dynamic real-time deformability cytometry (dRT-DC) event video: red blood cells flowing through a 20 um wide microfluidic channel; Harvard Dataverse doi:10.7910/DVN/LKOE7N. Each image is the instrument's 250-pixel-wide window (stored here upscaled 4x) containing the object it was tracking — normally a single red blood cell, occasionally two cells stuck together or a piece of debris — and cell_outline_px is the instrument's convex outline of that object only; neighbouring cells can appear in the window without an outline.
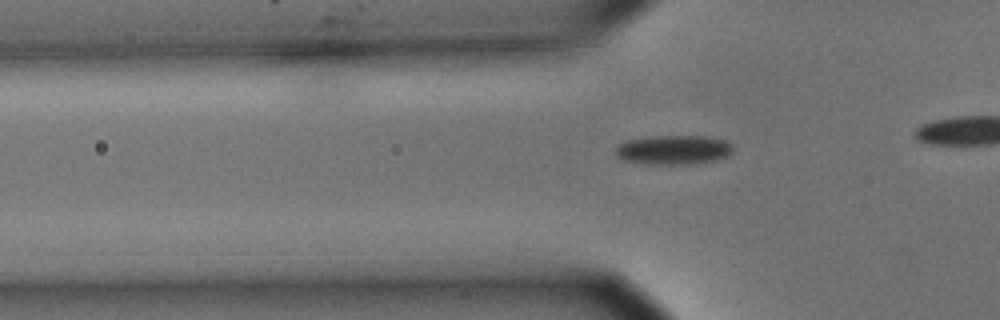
{"species": "common noctule bat (a hibernating species)", "species_latin": "Nyctalus noctula", "temperature_condition": "cold", "stored_images_in_passage": 34, "camera_frame_rate_fps": 3000, "um_per_image_px": 0.085, "animal": {"sex": "male", "body_mass_g": 15.6}, "frame": {"image": 1, "passage_image": 7, "time_ms": 2.0, "image_size_px": [1000, 320], "cell_outline_px": [[732, 152], [728, 156], [712, 160], [692, 164], [644, 164], [624, 160], [616, 156], [616, 144], [624, 140], [656, 136], [704, 136], [724, 140], [732, 144]], "centroid_in_image_um": [57.2, 12.73], "position_along_channel_um": 68.6, "area_um2": 20.11}}
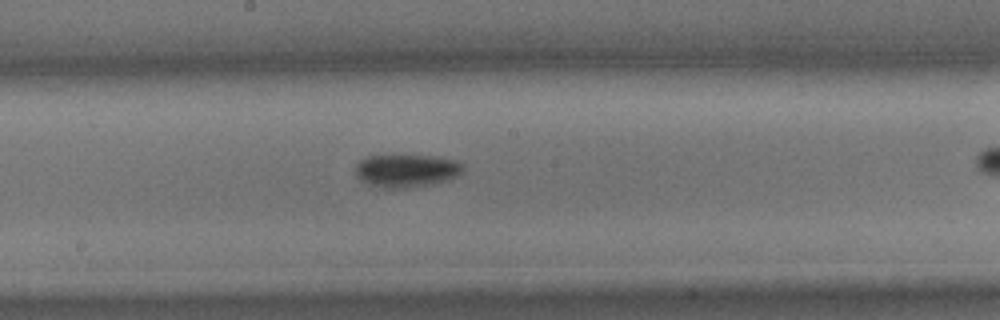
{"frame": {"image": 2, "passage_image": 19, "time_ms": 6.0, "image_size_px": [1000, 320], "cell_outline_px": [[464, 168], [456, 176], [448, 180], [408, 188], [380, 188], [368, 184], [360, 180], [356, 176], [356, 164], [364, 156], [440, 156], [456, 160], [464, 164]], "centroid_in_image_um": [34.53, 14.5], "position_along_channel_um": 213.7, "area_um2": 20.69}}
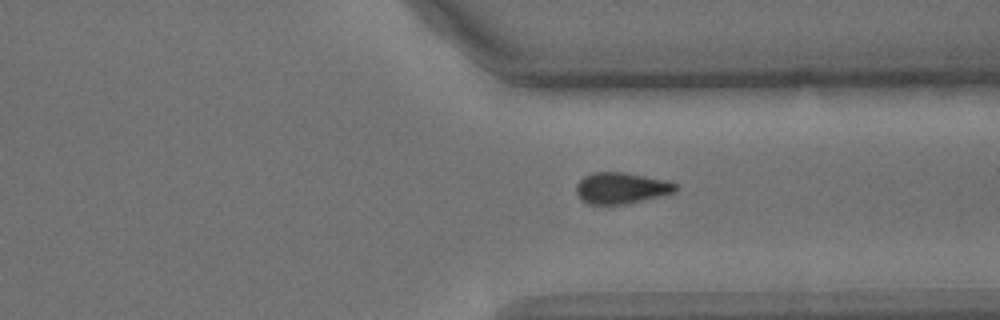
{"frame": {"image": 3, "passage_image": 31, "time_ms": 10.0, "image_size_px": [1000, 320], "cell_outline_px": [[680, 188], [672, 192], [624, 204], [592, 204], [584, 200], [576, 192], [576, 184], [584, 176], [592, 172], [624, 172], [664, 180], [676, 184]], "centroid_in_image_um": [52.77, 15.96], "position_along_channel_um": 358.6, "area_um2": 17.57}}